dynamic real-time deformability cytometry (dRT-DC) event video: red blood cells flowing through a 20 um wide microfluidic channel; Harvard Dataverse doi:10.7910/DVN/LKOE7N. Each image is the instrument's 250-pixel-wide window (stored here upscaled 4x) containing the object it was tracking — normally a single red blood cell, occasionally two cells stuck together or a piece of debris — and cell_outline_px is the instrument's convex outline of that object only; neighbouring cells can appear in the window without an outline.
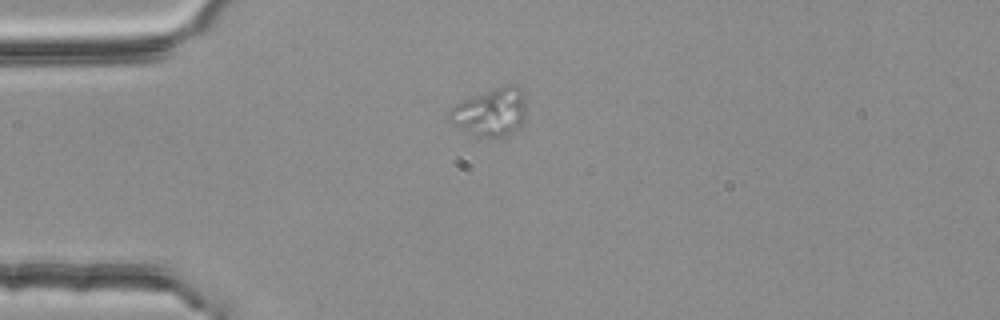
{"species": "common noctule bat (a hibernating species)", "species_latin": "Nyctalus noctula", "temperature_condition": "room temperature", "stored_images_in_passage": 42, "camera_frame_rate_fps": 3000, "um_per_image_px": 0.085, "animal": {"sex": "female", "body_mass_g": 25.1}, "frame": {"image": 1, "passage_image": 1, "time_ms": 0.0, "image_size_px": [1000, 320], "cell_outline_px": [[524, 124], [520, 128], [508, 136], [476, 136], [468, 132], [448, 120], [448, 112], [456, 104], [464, 100], [504, 84], [516, 84], [520, 88], [524, 96]], "centroid_in_image_um": [41.74, 9.53], "position_along_channel_um": 43.3, "area_um2": 21.33}}
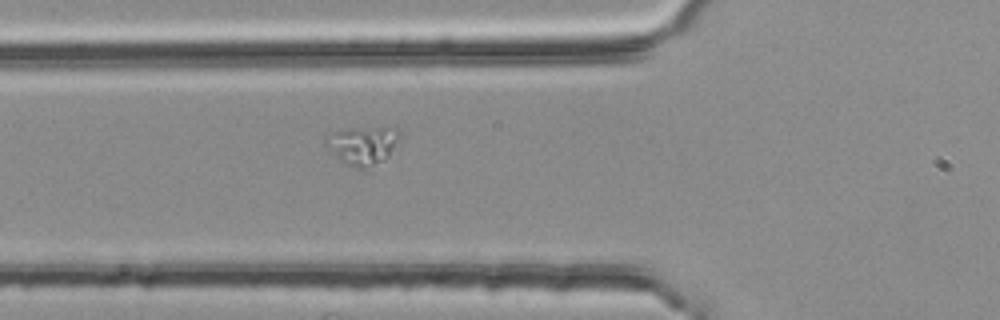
{"frame": {"image": 2, "passage_image": 7, "time_ms": 2.0, "image_size_px": [1000, 320], "cell_outline_px": [[400, 136], [388, 156], [384, 160], [364, 168], [356, 168], [344, 164], [324, 144], [324, 140], [336, 132], [352, 128], [392, 124], [400, 132]], "centroid_in_image_um": [30.88, 12.3], "position_along_channel_um": 94.9, "area_um2": 16.65}}